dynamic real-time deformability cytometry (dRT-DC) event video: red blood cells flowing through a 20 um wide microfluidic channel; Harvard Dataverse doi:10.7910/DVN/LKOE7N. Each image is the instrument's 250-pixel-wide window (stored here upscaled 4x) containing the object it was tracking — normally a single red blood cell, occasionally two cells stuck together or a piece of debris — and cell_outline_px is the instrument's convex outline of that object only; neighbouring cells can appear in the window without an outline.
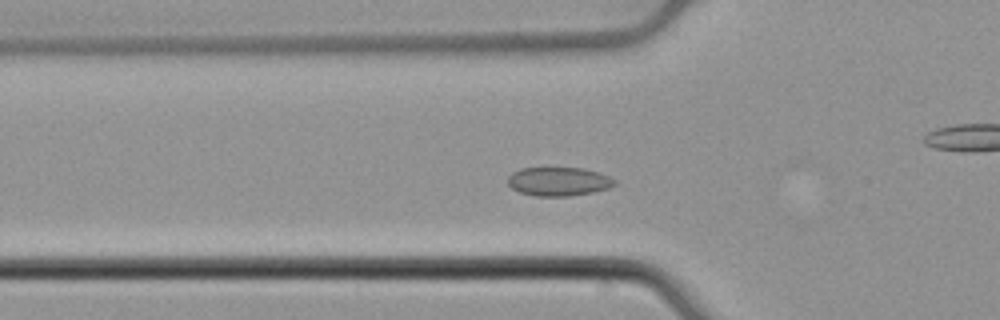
{"species": "common noctule bat (a hibernating species)", "species_latin": "Nyctalus noctula", "temperature_condition": "cold", "stored_images_in_passage": 51, "camera_frame_rate_fps": 3000, "um_per_image_px": 0.085, "animal": {"sex": "male", "body_mass_g": 21.5, "forearm_length_mm": 52.0}, "frame": {"image": 1, "passage_image": 15, "time_ms": 4.667, "image_size_px": [1000, 320], "cell_outline_px": [[616, 184], [608, 188], [592, 192], [568, 196], [532, 196], [520, 192], [512, 188], [508, 184], [508, 176], [512, 172], [520, 168], [584, 168], [600, 172], [616, 180]], "centroid_in_image_um": [47.47, 15.42], "position_along_channel_um": 78.3, "area_um2": 17.98}}
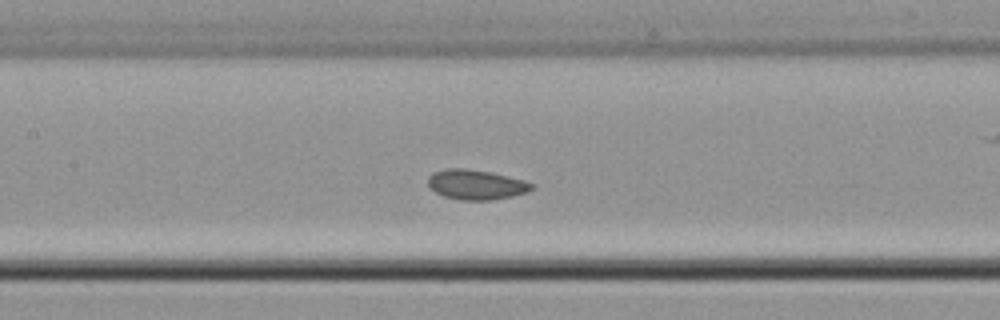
{"frame": {"image": 2, "passage_image": 22, "time_ms": 7.0, "image_size_px": [1000, 320], "cell_outline_px": [[536, 188], [528, 192], [512, 196], [492, 200], [460, 200], [444, 196], [436, 192], [428, 184], [428, 176], [432, 172], [448, 168], [460, 168], [488, 172], [508, 176], [524, 180], [536, 184]], "centroid_in_image_um": [40.51, 15.7], "position_along_channel_um": 166.9, "area_um2": 18.09}}
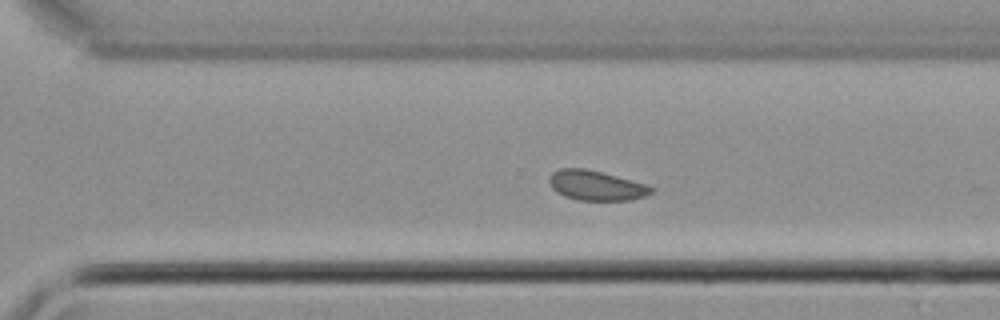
{"frame": {"image": 3, "passage_image": 34, "time_ms": 11.0, "image_size_px": [1000, 320], "cell_outline_px": [[652, 192], [644, 196], [632, 200], [576, 200], [564, 196], [556, 192], [552, 188], [548, 180], [548, 176], [552, 172], [560, 168], [584, 168], [616, 176], [644, 184], [652, 188]], "centroid_in_image_um": [50.59, 15.77], "position_along_channel_um": 320.0, "area_um2": 17.57}}